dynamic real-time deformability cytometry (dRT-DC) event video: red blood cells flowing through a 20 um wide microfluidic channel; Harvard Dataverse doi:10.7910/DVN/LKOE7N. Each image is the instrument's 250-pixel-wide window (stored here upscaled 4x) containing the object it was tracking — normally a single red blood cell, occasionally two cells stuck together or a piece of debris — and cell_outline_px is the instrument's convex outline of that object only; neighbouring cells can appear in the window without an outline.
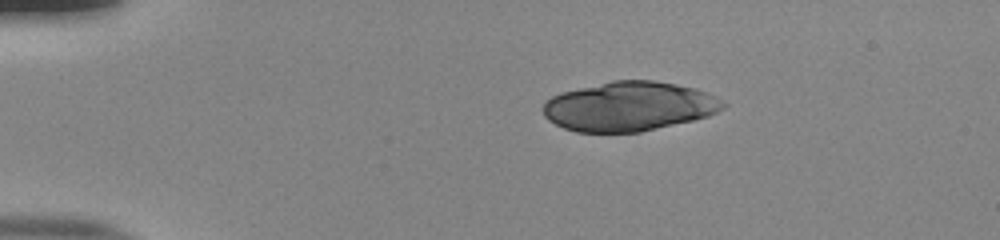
{"species": "human", "species_latin": "Homo sapiens", "temperature_condition": "room temperature", "stored_images_in_passage": 24, "camera_frame_rate_fps": 3000, "um_per_image_px": 0.085, "donor": {"sex": "male"}, "frame": {"image": 1, "passage_image": 1, "time_ms": 0.0, "image_size_px": [1000, 240], "cell_outline_px": [[728, 104], [724, 108], [708, 116], [692, 120], [640, 132], [576, 132], [564, 128], [548, 120], [544, 116], [544, 104], [552, 96], [560, 92], [612, 80], [652, 80], [676, 84], [696, 88]], "centroid_in_image_um": [53.45, 9.04], "position_along_channel_um": 31.5, "area_um2": 51.56}}
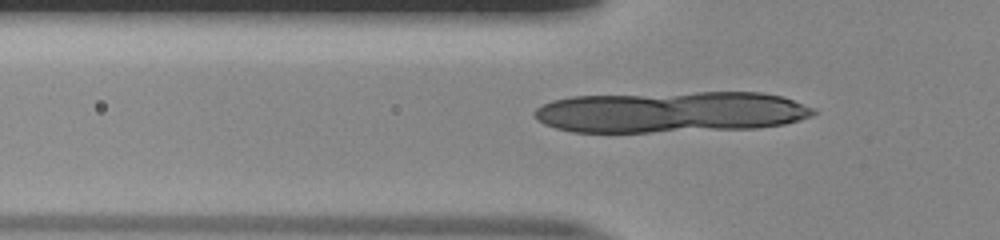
{"frame": {"image": 2, "passage_image": 9, "time_ms": 2.667, "image_size_px": [1000, 240], "cell_outline_px": [[816, 112], [812, 116], [800, 120], [784, 124], [756, 128], [652, 132], [572, 132], [556, 128], [544, 124], [536, 120], [532, 116], [532, 112], [536, 108], [552, 100], [572, 96], [696, 92], [760, 92], [780, 96], [792, 100], [812, 108]], "centroid_in_image_um": [56.96, 9.52], "position_along_channel_um": 68.8, "area_um2": 67.11}}